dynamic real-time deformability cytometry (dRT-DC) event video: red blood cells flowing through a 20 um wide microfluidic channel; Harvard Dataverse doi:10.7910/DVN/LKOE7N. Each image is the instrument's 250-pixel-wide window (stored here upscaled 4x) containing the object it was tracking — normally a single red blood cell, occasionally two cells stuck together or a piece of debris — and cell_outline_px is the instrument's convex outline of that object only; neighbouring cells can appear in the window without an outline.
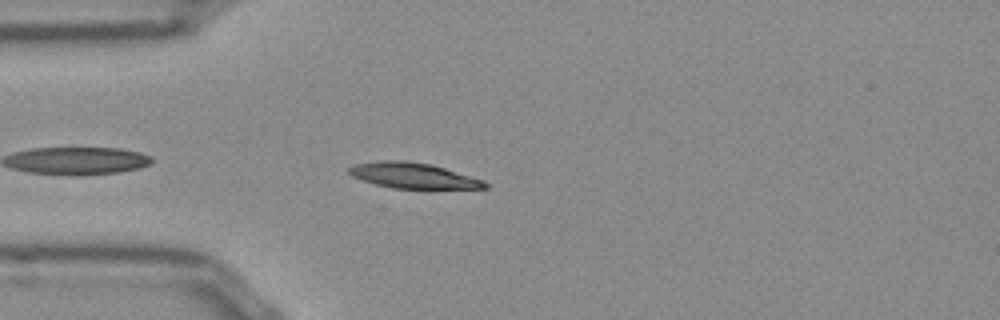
{"species": "Egyptian fruit bat (a non-hibernating species)", "species_latin": "Rousettus aegyptiacus", "temperature_condition": "room temperature", "stored_images_in_passage": 41, "camera_frame_rate_fps": 3000, "um_per_image_px": 0.085, "frame": {"image": 1, "passage_image": 3, "time_ms": 0.667, "image_size_px": [1000, 320], "cell_outline_px": [[488, 188], [392, 188], [376, 184], [352, 176], [348, 172], [348, 168], [356, 164], [380, 160], [404, 160], [432, 164], [484, 180], [488, 184]], "centroid_in_image_um": [35.12, 14.91], "position_along_channel_um": 49.9, "area_um2": 20.06}}
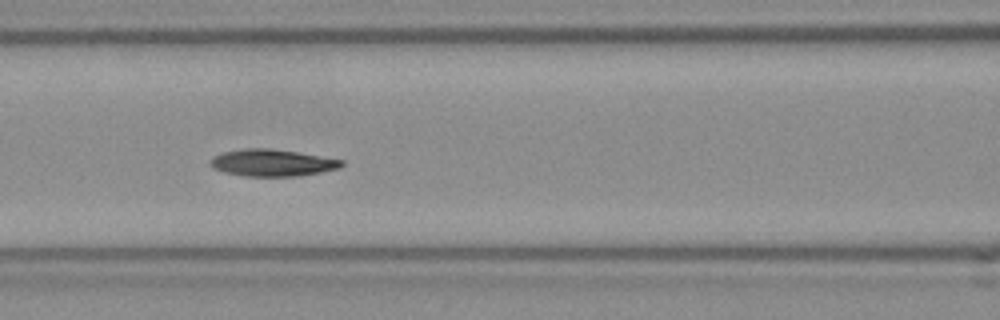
{"frame": {"image": 2, "passage_image": 11, "time_ms": 3.333, "image_size_px": [1000, 320], "cell_outline_px": [[344, 164], [340, 168], [300, 176], [244, 176], [224, 172], [212, 168], [208, 164], [212, 156], [224, 152], [248, 148], [268, 148], [296, 152], [344, 160]], "centroid_in_image_um": [23.11, 13.84], "position_along_channel_um": 143.5, "area_um2": 20.58}}
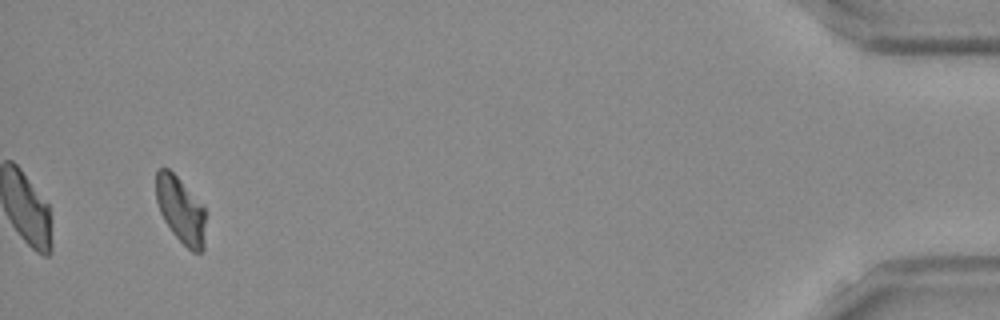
{"frame": {"image": 3, "passage_image": 39, "time_ms": 12.667, "image_size_px": [1000, 320], "cell_outline_px": [[204, 248], [200, 252], [192, 252], [172, 232], [164, 220], [160, 212], [156, 200], [156, 172], [160, 168], [168, 168], [180, 180], [204, 208]], "centroid_in_image_um": [15.33, 17.85], "position_along_channel_um": 419.9, "area_um2": 18.67}, "authors_computed_cell_mechanics": {"area_um2": 20.1722, "velocity_mm_per_s": 3.839, "shape_relaxation_time_tau1_ms": 4.8544, "shape_relaxation_time_tau2_ms": 9.463, "deformation_change_tau1": 0.1456, "deformation_change_tau2": 0.1226}}